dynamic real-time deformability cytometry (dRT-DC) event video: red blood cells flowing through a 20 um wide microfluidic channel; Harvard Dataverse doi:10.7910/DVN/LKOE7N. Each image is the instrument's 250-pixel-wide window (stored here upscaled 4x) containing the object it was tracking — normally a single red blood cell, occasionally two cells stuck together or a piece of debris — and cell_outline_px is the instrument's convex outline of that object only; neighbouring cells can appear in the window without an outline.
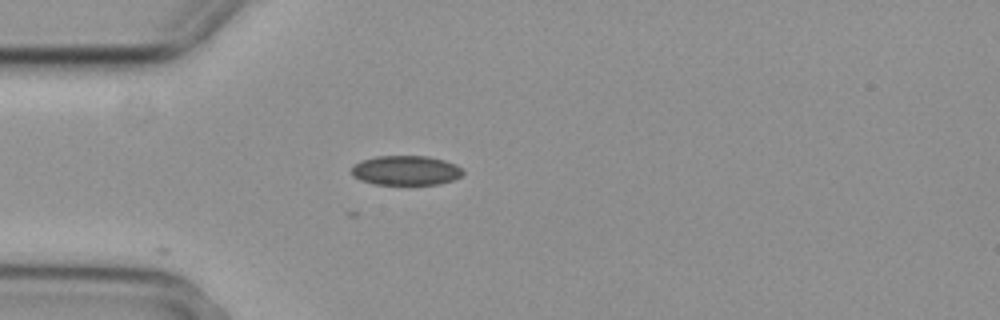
{"species": "common noctule bat (a hibernating species)", "species_latin": "Nyctalus noctula", "temperature_condition": "cold", "stored_images_in_passage": 4, "camera_frame_rate_fps": 3000, "um_per_image_px": 0.085, "animal": {"sex": "female", "body_mass_g": 29.2, "forearm_length_mm": 56.3}, "frame": {"image": 1, "passage_image": 3, "time_ms": 0.667, "image_size_px": [1000, 320], "cell_outline_px": [[464, 172], [460, 176], [452, 180], [440, 184], [376, 184], [360, 180], [352, 176], [352, 168], [360, 160], [376, 156], [428, 156], [444, 160], [456, 164], [464, 168]], "centroid_in_image_um": [34.52, 14.48], "position_along_channel_um": 50.5, "area_um2": 19.25}}